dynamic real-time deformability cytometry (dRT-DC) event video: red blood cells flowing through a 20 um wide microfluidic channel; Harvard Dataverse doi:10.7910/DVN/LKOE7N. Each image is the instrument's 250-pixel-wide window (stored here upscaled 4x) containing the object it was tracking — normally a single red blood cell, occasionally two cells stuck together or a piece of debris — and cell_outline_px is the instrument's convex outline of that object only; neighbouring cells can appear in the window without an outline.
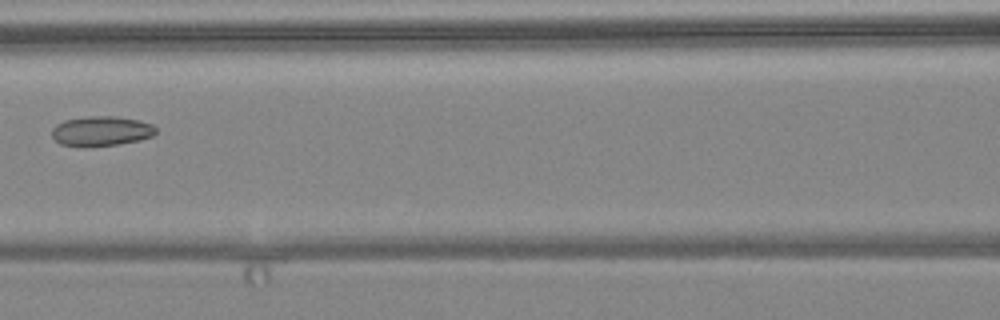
{"species": "common noctule bat (a hibernating species)", "species_latin": "Nyctalus noctula", "temperature_condition": "warm", "stored_images_in_passage": 5, "camera_frame_rate_fps": 3000, "um_per_image_px": 0.085, "animal": {"sex": "female", "body_mass_g": 24.6, "forearm_length_mm": 56.2}, "frame": {"image": 1, "passage_image": 4, "time_ms": 3.667, "image_size_px": [1000, 320], "cell_outline_px": [[156, 132], [152, 136], [140, 140], [116, 144], [84, 148], [60, 144], [52, 136], [52, 128], [56, 124], [64, 120], [88, 116], [116, 116], [140, 120], [152, 124], [156, 128]], "centroid_in_image_um": [8.59, 11.15], "position_along_channel_um": 158.0, "area_um2": 18.32}}
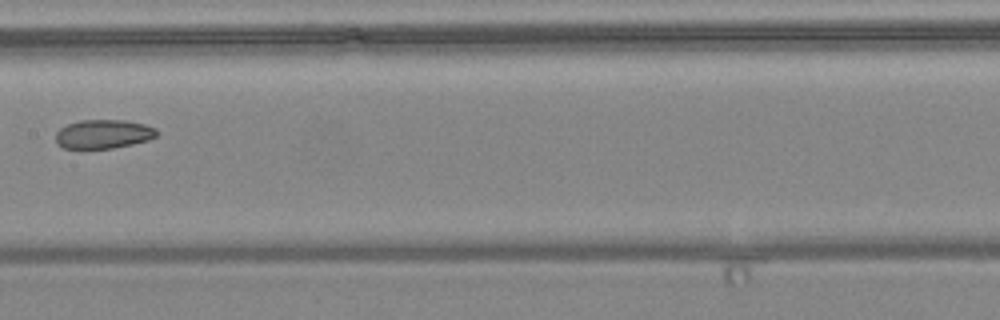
{"frame": {"image": 2, "passage_image": 5, "time_ms": 4.667, "image_size_px": [1000, 320], "cell_outline_px": [[156, 136], [148, 140], [132, 144], [112, 148], [64, 148], [56, 144], [56, 132], [60, 128], [68, 124], [80, 120], [124, 120], [144, 124], [156, 128]], "centroid_in_image_um": [8.76, 11.39], "position_along_channel_um": 198.6, "area_um2": 16.94}}